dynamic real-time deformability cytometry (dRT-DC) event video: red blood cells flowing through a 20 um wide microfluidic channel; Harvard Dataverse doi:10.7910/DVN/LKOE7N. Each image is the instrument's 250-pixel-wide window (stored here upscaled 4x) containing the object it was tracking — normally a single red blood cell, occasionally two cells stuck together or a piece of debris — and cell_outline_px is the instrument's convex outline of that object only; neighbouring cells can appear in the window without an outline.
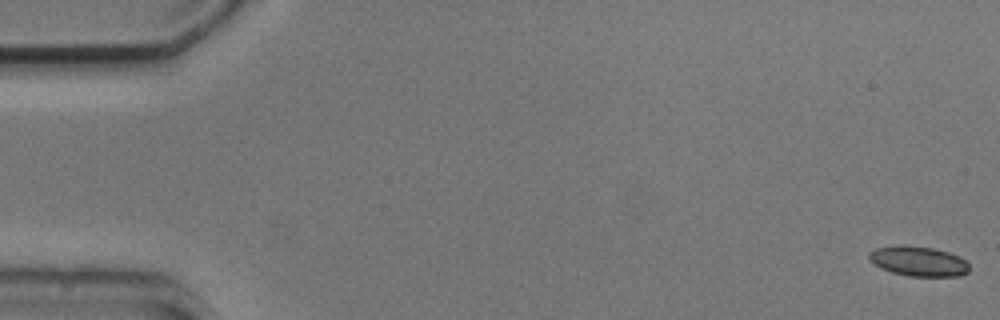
{"species": "common noctule bat (a hibernating species)", "species_latin": "Nyctalus noctula", "temperature_condition": "cold", "stored_images_in_passage": 3, "camera_frame_rate_fps": 3000, "um_per_image_px": 0.085, "animal": {"sex": "male", "body_mass_g": 20.5, "forearm_length_mm": 52.5}, "frame": {"image": 1, "passage_image": 1, "time_ms": 0.0, "image_size_px": [1000, 320], "cell_outline_px": [[968, 272], [960, 276], [908, 276], [892, 272], [880, 268], [868, 256], [868, 252], [876, 248], [900, 244], [904, 244], [932, 248], [948, 252], [960, 256], [968, 264]], "centroid_in_image_um": [78.06, 22.19], "position_along_channel_um": 6.9, "area_um2": 17.46}}